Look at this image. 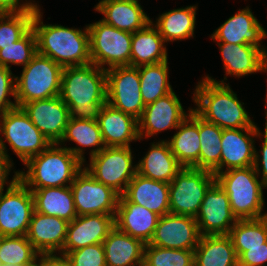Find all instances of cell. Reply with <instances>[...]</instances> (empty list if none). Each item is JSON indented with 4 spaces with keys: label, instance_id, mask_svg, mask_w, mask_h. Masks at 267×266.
<instances>
[{
    "label": "cell",
    "instance_id": "obj_36",
    "mask_svg": "<svg viewBox=\"0 0 267 266\" xmlns=\"http://www.w3.org/2000/svg\"><path fill=\"white\" fill-rule=\"evenodd\" d=\"M239 257L245 247H266L267 216L258 219L237 220L228 234Z\"/></svg>",
    "mask_w": 267,
    "mask_h": 266
},
{
    "label": "cell",
    "instance_id": "obj_23",
    "mask_svg": "<svg viewBox=\"0 0 267 266\" xmlns=\"http://www.w3.org/2000/svg\"><path fill=\"white\" fill-rule=\"evenodd\" d=\"M159 217L155 212L131 203L121 195L115 214V227L121 232L141 240L144 244H148Z\"/></svg>",
    "mask_w": 267,
    "mask_h": 266
},
{
    "label": "cell",
    "instance_id": "obj_7",
    "mask_svg": "<svg viewBox=\"0 0 267 266\" xmlns=\"http://www.w3.org/2000/svg\"><path fill=\"white\" fill-rule=\"evenodd\" d=\"M91 63L109 68L131 66L132 33L119 30L99 20L87 26Z\"/></svg>",
    "mask_w": 267,
    "mask_h": 266
},
{
    "label": "cell",
    "instance_id": "obj_8",
    "mask_svg": "<svg viewBox=\"0 0 267 266\" xmlns=\"http://www.w3.org/2000/svg\"><path fill=\"white\" fill-rule=\"evenodd\" d=\"M215 182L211 171L183 167L169 183L170 213L196 217L206 192Z\"/></svg>",
    "mask_w": 267,
    "mask_h": 266
},
{
    "label": "cell",
    "instance_id": "obj_34",
    "mask_svg": "<svg viewBox=\"0 0 267 266\" xmlns=\"http://www.w3.org/2000/svg\"><path fill=\"white\" fill-rule=\"evenodd\" d=\"M200 135L199 169L211 171L215 176L221 172V141L223 129L198 115Z\"/></svg>",
    "mask_w": 267,
    "mask_h": 266
},
{
    "label": "cell",
    "instance_id": "obj_20",
    "mask_svg": "<svg viewBox=\"0 0 267 266\" xmlns=\"http://www.w3.org/2000/svg\"><path fill=\"white\" fill-rule=\"evenodd\" d=\"M266 37L267 32L248 6L242 10L239 9L238 13L227 19L211 36L218 43L251 44L267 55V51L260 44Z\"/></svg>",
    "mask_w": 267,
    "mask_h": 266
},
{
    "label": "cell",
    "instance_id": "obj_10",
    "mask_svg": "<svg viewBox=\"0 0 267 266\" xmlns=\"http://www.w3.org/2000/svg\"><path fill=\"white\" fill-rule=\"evenodd\" d=\"M130 147H105L90 158L86 171L120 196L137 173Z\"/></svg>",
    "mask_w": 267,
    "mask_h": 266
},
{
    "label": "cell",
    "instance_id": "obj_13",
    "mask_svg": "<svg viewBox=\"0 0 267 266\" xmlns=\"http://www.w3.org/2000/svg\"><path fill=\"white\" fill-rule=\"evenodd\" d=\"M78 216L91 214L115 215L120 195L98 182L83 168L70 185Z\"/></svg>",
    "mask_w": 267,
    "mask_h": 266
},
{
    "label": "cell",
    "instance_id": "obj_27",
    "mask_svg": "<svg viewBox=\"0 0 267 266\" xmlns=\"http://www.w3.org/2000/svg\"><path fill=\"white\" fill-rule=\"evenodd\" d=\"M177 133L167 142L182 167L199 169L200 135L198 114L189 109V115L180 123Z\"/></svg>",
    "mask_w": 267,
    "mask_h": 266
},
{
    "label": "cell",
    "instance_id": "obj_51",
    "mask_svg": "<svg viewBox=\"0 0 267 266\" xmlns=\"http://www.w3.org/2000/svg\"><path fill=\"white\" fill-rule=\"evenodd\" d=\"M1 266H17V265H13V264H5V265H1Z\"/></svg>",
    "mask_w": 267,
    "mask_h": 266
},
{
    "label": "cell",
    "instance_id": "obj_30",
    "mask_svg": "<svg viewBox=\"0 0 267 266\" xmlns=\"http://www.w3.org/2000/svg\"><path fill=\"white\" fill-rule=\"evenodd\" d=\"M194 266H238L229 235H204L194 250Z\"/></svg>",
    "mask_w": 267,
    "mask_h": 266
},
{
    "label": "cell",
    "instance_id": "obj_28",
    "mask_svg": "<svg viewBox=\"0 0 267 266\" xmlns=\"http://www.w3.org/2000/svg\"><path fill=\"white\" fill-rule=\"evenodd\" d=\"M136 166L137 173L141 176L166 183H170L183 168L165 140L156 144L153 142L150 150Z\"/></svg>",
    "mask_w": 267,
    "mask_h": 266
},
{
    "label": "cell",
    "instance_id": "obj_11",
    "mask_svg": "<svg viewBox=\"0 0 267 266\" xmlns=\"http://www.w3.org/2000/svg\"><path fill=\"white\" fill-rule=\"evenodd\" d=\"M140 85L139 67L106 68V102L137 120L141 117L145 107Z\"/></svg>",
    "mask_w": 267,
    "mask_h": 266
},
{
    "label": "cell",
    "instance_id": "obj_39",
    "mask_svg": "<svg viewBox=\"0 0 267 266\" xmlns=\"http://www.w3.org/2000/svg\"><path fill=\"white\" fill-rule=\"evenodd\" d=\"M35 11L0 13V49L21 39L31 28Z\"/></svg>",
    "mask_w": 267,
    "mask_h": 266
},
{
    "label": "cell",
    "instance_id": "obj_42",
    "mask_svg": "<svg viewBox=\"0 0 267 266\" xmlns=\"http://www.w3.org/2000/svg\"><path fill=\"white\" fill-rule=\"evenodd\" d=\"M63 259L69 266H106L102 243L85 246L68 252Z\"/></svg>",
    "mask_w": 267,
    "mask_h": 266
},
{
    "label": "cell",
    "instance_id": "obj_5",
    "mask_svg": "<svg viewBox=\"0 0 267 266\" xmlns=\"http://www.w3.org/2000/svg\"><path fill=\"white\" fill-rule=\"evenodd\" d=\"M253 166L230 169L218 173L215 178L219 186L228 195L233 215L237 220L258 219L264 206L262 181Z\"/></svg>",
    "mask_w": 267,
    "mask_h": 266
},
{
    "label": "cell",
    "instance_id": "obj_46",
    "mask_svg": "<svg viewBox=\"0 0 267 266\" xmlns=\"http://www.w3.org/2000/svg\"><path fill=\"white\" fill-rule=\"evenodd\" d=\"M262 136H264V142L262 144V150H261L262 156L260 158V155L258 154L259 152H257V150L255 149L253 167L255 168L256 173L258 175L261 173V169H262L261 181L264 184V186L267 187V129L264 130V134Z\"/></svg>",
    "mask_w": 267,
    "mask_h": 266
},
{
    "label": "cell",
    "instance_id": "obj_12",
    "mask_svg": "<svg viewBox=\"0 0 267 266\" xmlns=\"http://www.w3.org/2000/svg\"><path fill=\"white\" fill-rule=\"evenodd\" d=\"M33 211L32 192L18 179L0 194V236H26Z\"/></svg>",
    "mask_w": 267,
    "mask_h": 266
},
{
    "label": "cell",
    "instance_id": "obj_2",
    "mask_svg": "<svg viewBox=\"0 0 267 266\" xmlns=\"http://www.w3.org/2000/svg\"><path fill=\"white\" fill-rule=\"evenodd\" d=\"M58 145L52 143L46 150L30 158L24 164L27 173L19 171V179L29 189L70 186L83 169L84 149Z\"/></svg>",
    "mask_w": 267,
    "mask_h": 266
},
{
    "label": "cell",
    "instance_id": "obj_40",
    "mask_svg": "<svg viewBox=\"0 0 267 266\" xmlns=\"http://www.w3.org/2000/svg\"><path fill=\"white\" fill-rule=\"evenodd\" d=\"M143 266H194V250L161 248L145 244Z\"/></svg>",
    "mask_w": 267,
    "mask_h": 266
},
{
    "label": "cell",
    "instance_id": "obj_26",
    "mask_svg": "<svg viewBox=\"0 0 267 266\" xmlns=\"http://www.w3.org/2000/svg\"><path fill=\"white\" fill-rule=\"evenodd\" d=\"M227 75L245 76L267 71V55L251 44L218 43Z\"/></svg>",
    "mask_w": 267,
    "mask_h": 266
},
{
    "label": "cell",
    "instance_id": "obj_33",
    "mask_svg": "<svg viewBox=\"0 0 267 266\" xmlns=\"http://www.w3.org/2000/svg\"><path fill=\"white\" fill-rule=\"evenodd\" d=\"M196 6L173 9L165 12L153 23L165 42L194 37Z\"/></svg>",
    "mask_w": 267,
    "mask_h": 266
},
{
    "label": "cell",
    "instance_id": "obj_38",
    "mask_svg": "<svg viewBox=\"0 0 267 266\" xmlns=\"http://www.w3.org/2000/svg\"><path fill=\"white\" fill-rule=\"evenodd\" d=\"M26 236H0V264L25 266L40 257Z\"/></svg>",
    "mask_w": 267,
    "mask_h": 266
},
{
    "label": "cell",
    "instance_id": "obj_3",
    "mask_svg": "<svg viewBox=\"0 0 267 266\" xmlns=\"http://www.w3.org/2000/svg\"><path fill=\"white\" fill-rule=\"evenodd\" d=\"M196 108L193 109L204 120L221 129L257 127L243 107V102L224 80L217 81L205 76L193 93Z\"/></svg>",
    "mask_w": 267,
    "mask_h": 266
},
{
    "label": "cell",
    "instance_id": "obj_16",
    "mask_svg": "<svg viewBox=\"0 0 267 266\" xmlns=\"http://www.w3.org/2000/svg\"><path fill=\"white\" fill-rule=\"evenodd\" d=\"M174 91L158 98L144 107L138 119L139 138L151 137L167 129H177L180 123L189 115L183 109Z\"/></svg>",
    "mask_w": 267,
    "mask_h": 266
},
{
    "label": "cell",
    "instance_id": "obj_18",
    "mask_svg": "<svg viewBox=\"0 0 267 266\" xmlns=\"http://www.w3.org/2000/svg\"><path fill=\"white\" fill-rule=\"evenodd\" d=\"M115 228V215L91 214L77 216L68 223L64 247L60 252L63 258L68 252L92 244L103 243Z\"/></svg>",
    "mask_w": 267,
    "mask_h": 266
},
{
    "label": "cell",
    "instance_id": "obj_21",
    "mask_svg": "<svg viewBox=\"0 0 267 266\" xmlns=\"http://www.w3.org/2000/svg\"><path fill=\"white\" fill-rule=\"evenodd\" d=\"M66 220L33 211L26 234L28 241L41 255H51L62 251L66 239Z\"/></svg>",
    "mask_w": 267,
    "mask_h": 266
},
{
    "label": "cell",
    "instance_id": "obj_48",
    "mask_svg": "<svg viewBox=\"0 0 267 266\" xmlns=\"http://www.w3.org/2000/svg\"><path fill=\"white\" fill-rule=\"evenodd\" d=\"M44 266H69V264L61 257L44 255Z\"/></svg>",
    "mask_w": 267,
    "mask_h": 266
},
{
    "label": "cell",
    "instance_id": "obj_6",
    "mask_svg": "<svg viewBox=\"0 0 267 266\" xmlns=\"http://www.w3.org/2000/svg\"><path fill=\"white\" fill-rule=\"evenodd\" d=\"M63 67L51 58L37 53L15 77L17 107L27 102L60 95Z\"/></svg>",
    "mask_w": 267,
    "mask_h": 266
},
{
    "label": "cell",
    "instance_id": "obj_31",
    "mask_svg": "<svg viewBox=\"0 0 267 266\" xmlns=\"http://www.w3.org/2000/svg\"><path fill=\"white\" fill-rule=\"evenodd\" d=\"M34 200V211L73 221L78 215L70 186L30 189Z\"/></svg>",
    "mask_w": 267,
    "mask_h": 266
},
{
    "label": "cell",
    "instance_id": "obj_17",
    "mask_svg": "<svg viewBox=\"0 0 267 266\" xmlns=\"http://www.w3.org/2000/svg\"><path fill=\"white\" fill-rule=\"evenodd\" d=\"M21 108L51 143L60 142L70 119L69 108L60 96L27 102Z\"/></svg>",
    "mask_w": 267,
    "mask_h": 266
},
{
    "label": "cell",
    "instance_id": "obj_45",
    "mask_svg": "<svg viewBox=\"0 0 267 266\" xmlns=\"http://www.w3.org/2000/svg\"><path fill=\"white\" fill-rule=\"evenodd\" d=\"M3 140L4 139L0 137V194L4 190L5 184H7L8 187H11L19 179V172L16 171L11 182L8 184V181H6L13 163L11 159H9L10 156L7 154L5 141Z\"/></svg>",
    "mask_w": 267,
    "mask_h": 266
},
{
    "label": "cell",
    "instance_id": "obj_49",
    "mask_svg": "<svg viewBox=\"0 0 267 266\" xmlns=\"http://www.w3.org/2000/svg\"><path fill=\"white\" fill-rule=\"evenodd\" d=\"M37 260L39 261L38 263ZM25 266H44V255H40V258L35 259L33 262Z\"/></svg>",
    "mask_w": 267,
    "mask_h": 266
},
{
    "label": "cell",
    "instance_id": "obj_41",
    "mask_svg": "<svg viewBox=\"0 0 267 266\" xmlns=\"http://www.w3.org/2000/svg\"><path fill=\"white\" fill-rule=\"evenodd\" d=\"M37 54V41L31 28L21 39L0 49V65L10 69V64L25 67Z\"/></svg>",
    "mask_w": 267,
    "mask_h": 266
},
{
    "label": "cell",
    "instance_id": "obj_44",
    "mask_svg": "<svg viewBox=\"0 0 267 266\" xmlns=\"http://www.w3.org/2000/svg\"><path fill=\"white\" fill-rule=\"evenodd\" d=\"M266 247H245V251L238 257V266H267Z\"/></svg>",
    "mask_w": 267,
    "mask_h": 266
},
{
    "label": "cell",
    "instance_id": "obj_24",
    "mask_svg": "<svg viewBox=\"0 0 267 266\" xmlns=\"http://www.w3.org/2000/svg\"><path fill=\"white\" fill-rule=\"evenodd\" d=\"M123 196L129 202L143 206L160 217L170 213L169 183L149 179L136 173Z\"/></svg>",
    "mask_w": 267,
    "mask_h": 266
},
{
    "label": "cell",
    "instance_id": "obj_14",
    "mask_svg": "<svg viewBox=\"0 0 267 266\" xmlns=\"http://www.w3.org/2000/svg\"><path fill=\"white\" fill-rule=\"evenodd\" d=\"M195 219L201 236L228 235L236 224L228 195L217 182L206 192Z\"/></svg>",
    "mask_w": 267,
    "mask_h": 266
},
{
    "label": "cell",
    "instance_id": "obj_50",
    "mask_svg": "<svg viewBox=\"0 0 267 266\" xmlns=\"http://www.w3.org/2000/svg\"><path fill=\"white\" fill-rule=\"evenodd\" d=\"M266 107H267V95H266ZM267 109V108H266ZM265 129H267V110H266V123H265Z\"/></svg>",
    "mask_w": 267,
    "mask_h": 266
},
{
    "label": "cell",
    "instance_id": "obj_35",
    "mask_svg": "<svg viewBox=\"0 0 267 266\" xmlns=\"http://www.w3.org/2000/svg\"><path fill=\"white\" fill-rule=\"evenodd\" d=\"M168 70V61L139 66L141 97L145 106L173 91Z\"/></svg>",
    "mask_w": 267,
    "mask_h": 266
},
{
    "label": "cell",
    "instance_id": "obj_19",
    "mask_svg": "<svg viewBox=\"0 0 267 266\" xmlns=\"http://www.w3.org/2000/svg\"><path fill=\"white\" fill-rule=\"evenodd\" d=\"M258 127L223 129L221 141V172L253 166L255 157L254 137H261Z\"/></svg>",
    "mask_w": 267,
    "mask_h": 266
},
{
    "label": "cell",
    "instance_id": "obj_47",
    "mask_svg": "<svg viewBox=\"0 0 267 266\" xmlns=\"http://www.w3.org/2000/svg\"><path fill=\"white\" fill-rule=\"evenodd\" d=\"M20 0H0V13H16L23 11H36L39 6L32 2H23L20 4ZM20 4V5H19Z\"/></svg>",
    "mask_w": 267,
    "mask_h": 266
},
{
    "label": "cell",
    "instance_id": "obj_37",
    "mask_svg": "<svg viewBox=\"0 0 267 266\" xmlns=\"http://www.w3.org/2000/svg\"><path fill=\"white\" fill-rule=\"evenodd\" d=\"M67 140L74 141L80 147H93L90 152V157L98 154L103 148L105 143L102 138L97 120H83L70 118L66 126L63 138L58 144Z\"/></svg>",
    "mask_w": 267,
    "mask_h": 266
},
{
    "label": "cell",
    "instance_id": "obj_9",
    "mask_svg": "<svg viewBox=\"0 0 267 266\" xmlns=\"http://www.w3.org/2000/svg\"><path fill=\"white\" fill-rule=\"evenodd\" d=\"M0 133L24 164L52 144L21 107L0 114Z\"/></svg>",
    "mask_w": 267,
    "mask_h": 266
},
{
    "label": "cell",
    "instance_id": "obj_25",
    "mask_svg": "<svg viewBox=\"0 0 267 266\" xmlns=\"http://www.w3.org/2000/svg\"><path fill=\"white\" fill-rule=\"evenodd\" d=\"M138 2V0H101L95 6V10L105 16L101 19L104 23L133 34L152 21Z\"/></svg>",
    "mask_w": 267,
    "mask_h": 266
},
{
    "label": "cell",
    "instance_id": "obj_22",
    "mask_svg": "<svg viewBox=\"0 0 267 266\" xmlns=\"http://www.w3.org/2000/svg\"><path fill=\"white\" fill-rule=\"evenodd\" d=\"M97 122L105 147H130V142L140 140L138 120L107 102L103 105Z\"/></svg>",
    "mask_w": 267,
    "mask_h": 266
},
{
    "label": "cell",
    "instance_id": "obj_43",
    "mask_svg": "<svg viewBox=\"0 0 267 266\" xmlns=\"http://www.w3.org/2000/svg\"><path fill=\"white\" fill-rule=\"evenodd\" d=\"M16 76H13L11 69L0 65V114L17 107L16 101L11 102L9 96H13L15 100Z\"/></svg>",
    "mask_w": 267,
    "mask_h": 266
},
{
    "label": "cell",
    "instance_id": "obj_15",
    "mask_svg": "<svg viewBox=\"0 0 267 266\" xmlns=\"http://www.w3.org/2000/svg\"><path fill=\"white\" fill-rule=\"evenodd\" d=\"M200 237L195 217L168 213L159 217L148 244L161 248L195 250Z\"/></svg>",
    "mask_w": 267,
    "mask_h": 266
},
{
    "label": "cell",
    "instance_id": "obj_32",
    "mask_svg": "<svg viewBox=\"0 0 267 266\" xmlns=\"http://www.w3.org/2000/svg\"><path fill=\"white\" fill-rule=\"evenodd\" d=\"M163 37L151 21L146 27L133 33L131 47V66L156 64L168 61Z\"/></svg>",
    "mask_w": 267,
    "mask_h": 266
},
{
    "label": "cell",
    "instance_id": "obj_1",
    "mask_svg": "<svg viewBox=\"0 0 267 266\" xmlns=\"http://www.w3.org/2000/svg\"><path fill=\"white\" fill-rule=\"evenodd\" d=\"M106 69L90 63L63 68L60 98L70 118L97 120L106 103Z\"/></svg>",
    "mask_w": 267,
    "mask_h": 266
},
{
    "label": "cell",
    "instance_id": "obj_29",
    "mask_svg": "<svg viewBox=\"0 0 267 266\" xmlns=\"http://www.w3.org/2000/svg\"><path fill=\"white\" fill-rule=\"evenodd\" d=\"M106 266H143L145 244L116 227L102 243Z\"/></svg>",
    "mask_w": 267,
    "mask_h": 266
},
{
    "label": "cell",
    "instance_id": "obj_4",
    "mask_svg": "<svg viewBox=\"0 0 267 266\" xmlns=\"http://www.w3.org/2000/svg\"><path fill=\"white\" fill-rule=\"evenodd\" d=\"M40 10L35 11L32 20L37 53L51 58L63 68L90 64L88 27L82 31L57 24H43Z\"/></svg>",
    "mask_w": 267,
    "mask_h": 266
}]
</instances>
